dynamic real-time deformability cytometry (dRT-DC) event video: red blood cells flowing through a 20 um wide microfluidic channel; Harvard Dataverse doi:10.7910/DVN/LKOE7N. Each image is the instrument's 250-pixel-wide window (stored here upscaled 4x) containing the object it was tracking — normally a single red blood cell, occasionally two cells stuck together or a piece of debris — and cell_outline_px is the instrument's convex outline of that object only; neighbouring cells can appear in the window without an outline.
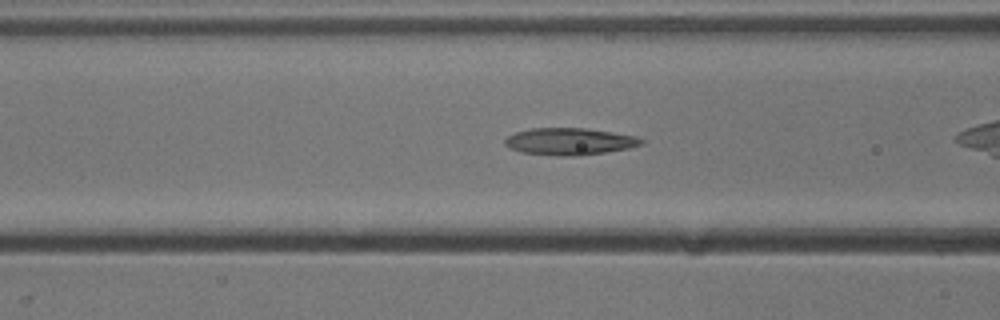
{"species": "common noctule bat (a hibernating species)", "species_latin": "Nyctalus noctula", "temperature_condition": "cold", "stored_images_in_passage": 26, "camera_frame_rate_fps": 3000, "um_per_image_px": 0.085, "animal": {"sex": "male", "body_mass_g": 13.3}, "frame": {"image": 1, "passage_image": 6, "time_ms": 1.667, "image_size_px": [1000, 320], "cell_outline_px": [[644, 144], [628, 148], [580, 156], [556, 156], [520, 152], [508, 148], [504, 144], [504, 140], [508, 136], [516, 132], [532, 128], [584, 128], [612, 132], [636, 136], [644, 140]], "centroid_in_image_um": [48.39, 12.03], "position_along_channel_um": 118.2, "area_um2": 21.56}}
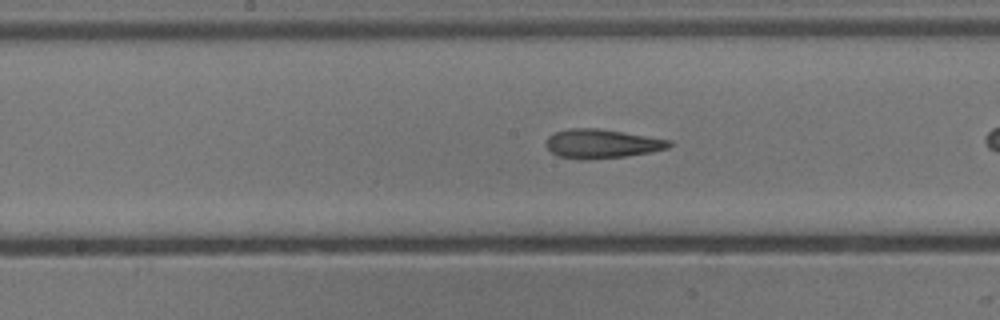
{"frame": {"image": 2, "passage_image": 12, "time_ms": 3.667, "image_size_px": [1000, 320], "cell_outline_px": [[672, 144], [668, 148], [652, 152], [628, 156], [584, 160], [580, 160], [560, 156], [552, 152], [544, 144], [548, 136], [556, 132], [568, 128], [600, 128], [672, 140]], "centroid_in_image_um": [51.17, 12.21], "position_along_channel_um": 197.0, "area_um2": 21.04}}
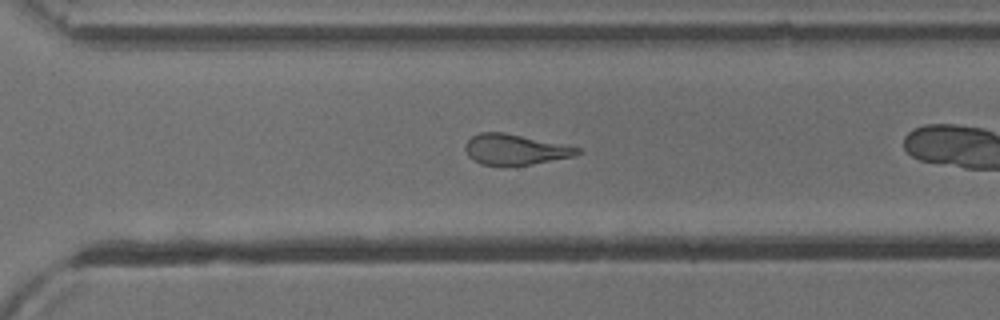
{"frame": {"image": 3, "passage_image": 22, "time_ms": 7.0, "image_size_px": [1000, 320], "cell_outline_px": [[580, 152], [572, 156], [532, 164], [480, 164], [472, 160], [468, 156], [464, 148], [464, 144], [472, 136], [480, 132], [504, 132], [580, 148]], "centroid_in_image_um": [43.7, 12.69], "position_along_channel_um": 326.9, "area_um2": 19.48}}